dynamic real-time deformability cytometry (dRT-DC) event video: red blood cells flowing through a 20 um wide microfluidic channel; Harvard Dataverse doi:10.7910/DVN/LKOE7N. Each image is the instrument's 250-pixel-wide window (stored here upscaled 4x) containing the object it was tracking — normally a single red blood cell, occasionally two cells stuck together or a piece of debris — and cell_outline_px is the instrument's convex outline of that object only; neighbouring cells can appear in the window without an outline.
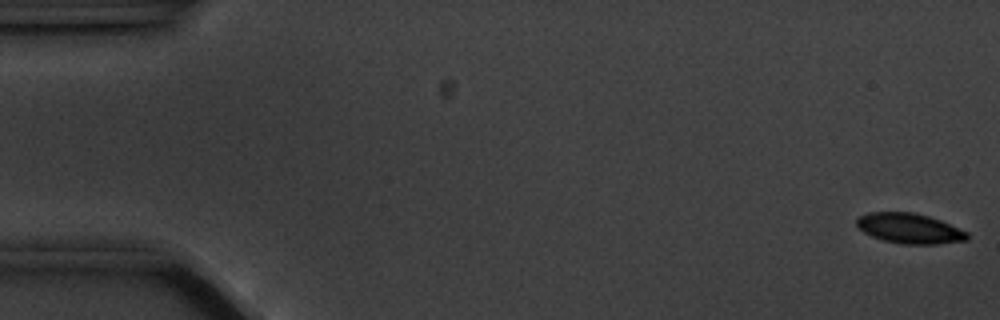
{"species": "common noctule bat (a hibernating species)", "species_latin": "Nyctalus noctula", "temperature_condition": "cold", "stored_images_in_passage": 57, "camera_frame_rate_fps": 3000, "um_per_image_px": 0.085, "animal": {"sex": "male", "body_mass_g": 20.1, "forearm_length_mm": 53.5}, "frame": {"image": 1, "passage_image": 1, "time_ms": 0.0, "image_size_px": [1000, 320], "cell_outline_px": [[968, 240], [940, 244], [900, 244], [884, 240], [872, 236], [864, 232], [856, 224], [856, 220], [860, 216], [868, 212], [912, 212], [928, 216], [940, 220], [968, 232]], "centroid_in_image_um": [77.32, 19.42], "position_along_channel_um": 7.7, "area_um2": 19.36}}
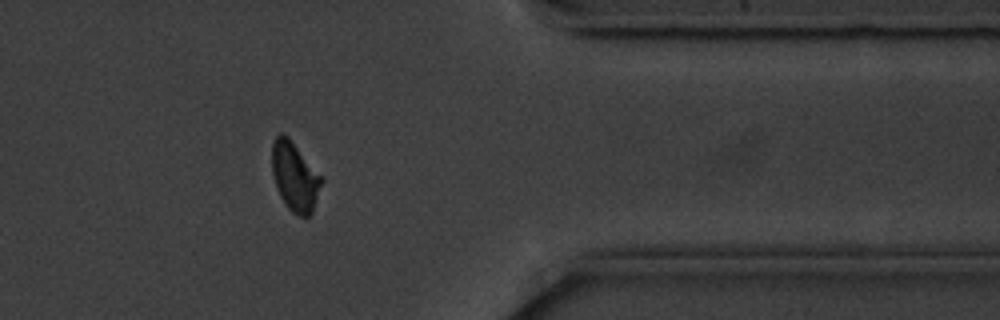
{"frame": {"image": 2, "passage_image": 46, "time_ms": 15.0, "image_size_px": [1000, 320], "cell_outline_px": [[324, 180], [312, 212], [308, 216], [300, 216], [292, 212], [288, 208], [280, 196], [272, 172], [272, 144], [276, 136], [280, 132], [288, 136]], "centroid_in_image_um": [25.06, 15.01], "position_along_channel_um": 386.3, "area_um2": 19.65}}
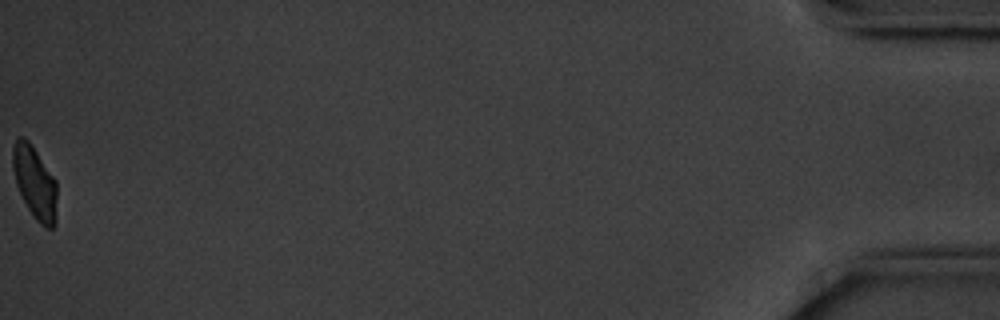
{"frame": {"image": 3, "passage_image": 57, "time_ms": 18.667, "image_size_px": [1000, 320], "cell_outline_px": [[56, 224], [52, 228], [44, 228], [36, 220], [28, 208], [16, 184], [12, 168], [12, 148], [16, 140], [20, 136], [24, 136], [32, 144], [56, 180]], "centroid_in_image_um": [2.96, 15.5], "position_along_channel_um": 432.2, "area_um2": 18.84}, "authors_computed_cell_mechanics": {"area_um2": 19.941, "velocity_mm_per_s": 3.5227, "shape_relaxation_time_tau1_ms": 1.9417, "shape_relaxation_time_tau2_ms": 4.4556, "deformation_change_tau1": 0.1001, "deformation_change_tau2": 0.0746}}